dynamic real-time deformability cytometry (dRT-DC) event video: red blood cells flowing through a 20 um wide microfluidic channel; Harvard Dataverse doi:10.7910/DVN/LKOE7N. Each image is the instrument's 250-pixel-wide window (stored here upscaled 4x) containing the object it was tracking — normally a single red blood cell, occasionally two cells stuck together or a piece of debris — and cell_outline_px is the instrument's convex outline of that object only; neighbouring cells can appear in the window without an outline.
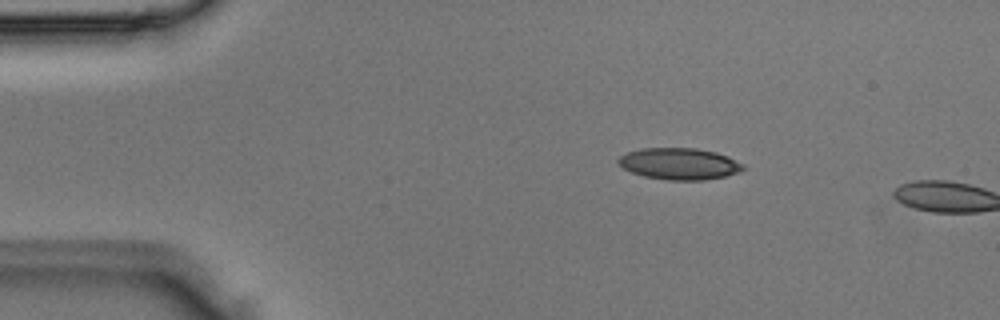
{"species": "Egyptian fruit bat (a non-hibernating species)", "species_latin": "Rousettus aegyptiacus", "temperature_condition": "room temperature", "stored_images_in_passage": 3, "camera_frame_rate_fps": 3000, "um_per_image_px": 0.085, "animal": {"sex": "male"}, "frame": {"image": 1, "passage_image": 2, "time_ms": 0.333, "image_size_px": [1000, 320], "cell_outline_px": [[744, 168], [740, 172], [724, 176], [704, 180], [668, 180], [644, 176], [632, 172], [616, 164], [616, 160], [620, 156], [628, 152], [640, 148], [696, 148], [716, 152], [728, 156], [744, 164]], "centroid_in_image_um": [57.73, 13.91], "position_along_channel_um": 27.3, "area_um2": 23.06}}